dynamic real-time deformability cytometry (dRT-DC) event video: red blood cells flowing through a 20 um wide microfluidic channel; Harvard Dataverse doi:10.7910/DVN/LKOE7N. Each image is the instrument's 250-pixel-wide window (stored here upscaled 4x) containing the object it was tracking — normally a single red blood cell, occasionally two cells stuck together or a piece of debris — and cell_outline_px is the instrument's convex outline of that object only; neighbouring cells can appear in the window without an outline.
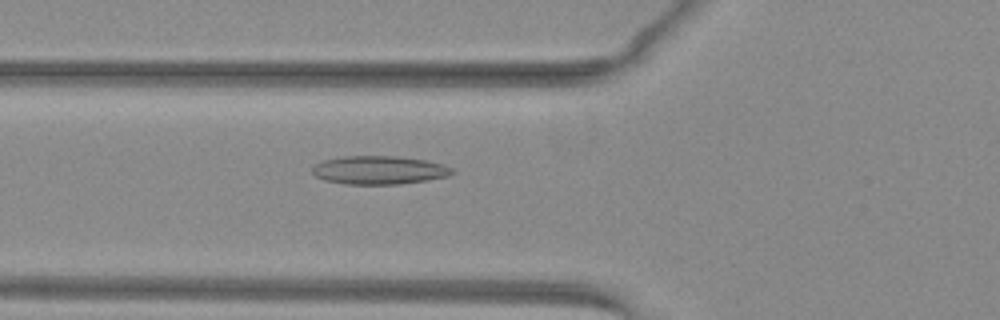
{"species": "common noctule bat (a hibernating species)", "species_latin": "Nyctalus noctula", "temperature_condition": "warm", "stored_images_in_passage": 35, "camera_frame_rate_fps": 3000, "um_per_image_px": 0.085, "animal": {"sex": "female", "body_mass_g": 29.2, "forearm_length_mm": 56.3}, "frame": {"image": 1, "passage_image": 3, "time_ms": 0.667, "image_size_px": [1000, 320], "cell_outline_px": [[456, 172], [448, 176], [428, 180], [400, 184], [344, 184], [324, 180], [316, 176], [312, 172], [312, 164], [324, 160], [344, 156], [396, 156], [424, 160], [444, 164], [452, 168]], "centroid_in_image_um": [32.22, 14.46], "position_along_channel_um": 93.6, "area_um2": 23.29}}
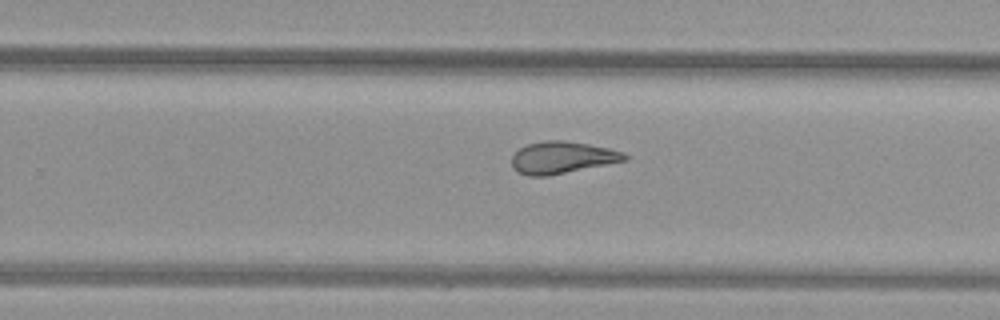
{"frame": {"image": 2, "passage_image": 17, "time_ms": 5.333, "image_size_px": [1000, 320], "cell_outline_px": [[628, 160], [548, 176], [528, 176], [516, 172], [512, 168], [512, 156], [520, 148], [528, 144], [544, 140], [560, 140], [588, 144], [608, 148], [624, 152], [628, 156]], "centroid_in_image_um": [47.77, 13.4], "position_along_channel_um": 282.0, "area_um2": 21.1}}
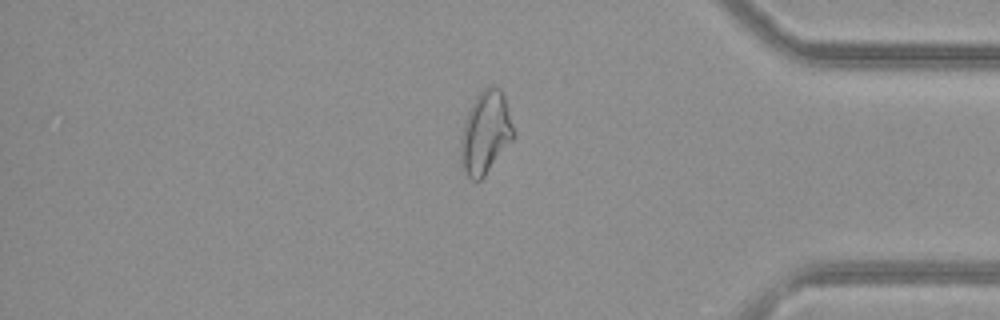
{"frame": {"image": 3, "passage_image": 27, "time_ms": 8.667, "image_size_px": [1000, 320], "cell_outline_px": [[516, 136], [484, 176], [480, 180], [472, 180], [468, 176], [460, 164], [460, 140], [464, 124], [468, 112], [476, 96], [484, 88], [492, 84], [496, 84], [504, 92], [516, 132]], "centroid_in_image_um": [41.3, 11.24], "position_along_channel_um": 393.9, "area_um2": 25.84}, "authors_computed_cell_mechanics": {"area_um2": 21.6172, "velocity_mm_per_s": 4.0383, "shape_relaxation_time_tau1_ms": null, "shape_relaxation_time_tau2_ms": 2.0893, "deformation_change_tau1": null, "deformation_change_tau2": 0.1028}}